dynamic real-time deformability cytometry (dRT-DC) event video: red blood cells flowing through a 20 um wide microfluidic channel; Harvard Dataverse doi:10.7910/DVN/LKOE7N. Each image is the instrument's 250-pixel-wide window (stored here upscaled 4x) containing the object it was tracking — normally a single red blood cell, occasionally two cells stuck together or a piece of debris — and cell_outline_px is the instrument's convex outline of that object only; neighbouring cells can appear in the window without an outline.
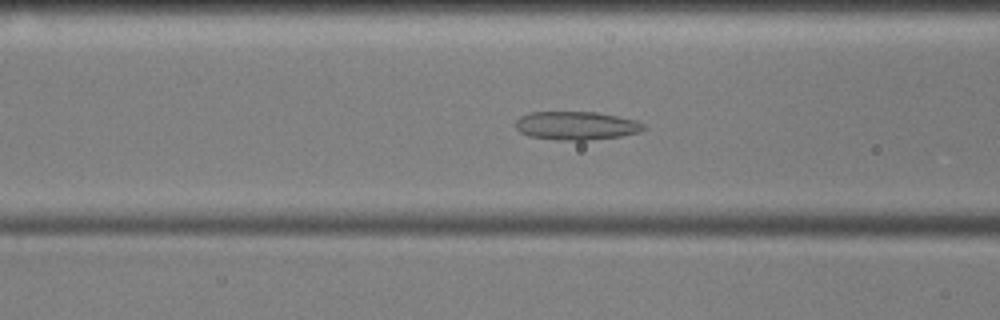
{"species": "common noctule bat (a hibernating species)", "species_latin": "Nyctalus noctula", "temperature_condition": "cold", "stored_images_in_passage": 54, "camera_frame_rate_fps": 3000, "um_per_image_px": 0.085, "animal": {"sex": "male", "body_mass_g": 17.9, "forearm_length_mm": 54.2}, "frame": {"image": 1, "passage_image": 20, "time_ms": 6.333, "image_size_px": [1000, 320], "cell_outline_px": [[644, 128], [640, 132], [620, 136], [588, 140], [556, 140], [528, 136], [520, 132], [516, 128], [516, 120], [520, 116], [528, 112], [596, 112], [636, 120], [644, 124]], "centroid_in_image_um": [48.95, 10.68], "position_along_channel_um": 117.7, "area_um2": 21.21}}
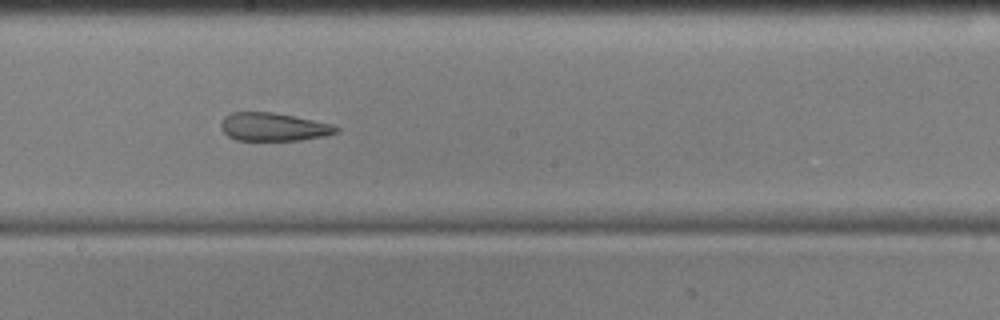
{"frame": {"image": 2, "passage_image": 29, "time_ms": 9.333, "image_size_px": [1000, 320], "cell_outline_px": [[340, 128], [336, 132], [324, 136], [300, 140], [236, 140], [228, 136], [220, 128], [220, 124], [224, 116], [232, 112], [272, 112], [296, 116], [336, 124]], "centroid_in_image_um": [23.26, 10.78], "position_along_channel_um": 224.9, "area_um2": 19.13}}
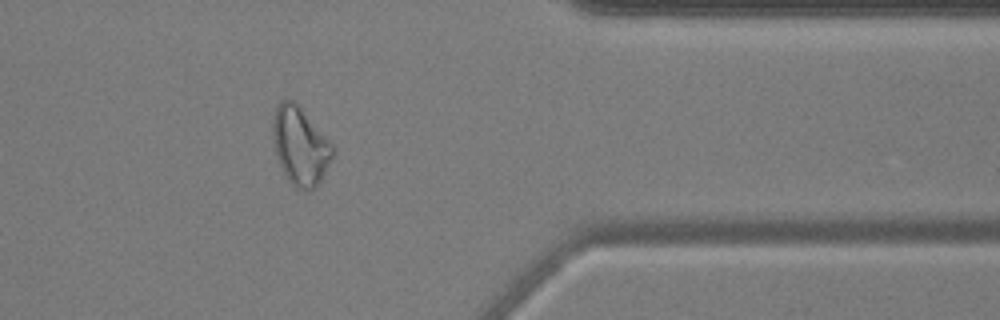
{"frame": {"image": 3, "passage_image": 44, "time_ms": 14.333, "image_size_px": [1000, 320], "cell_outline_px": [[332, 156], [320, 180], [312, 188], [296, 188], [288, 180], [276, 156], [272, 136], [272, 120], [276, 104], [280, 100], [292, 100], [300, 108], [332, 144]], "centroid_in_image_um": [25.45, 12.36], "position_along_channel_um": 385.9, "area_um2": 26.36}, "authors_computed_cell_mechanics": {"area_um2": 24.1026, "velocity_mm_per_s": 3.576, "shape_relaxation_time_tau1_ms": null, "shape_relaxation_time_tau2_ms": 4.8685, "deformation_change_tau1": null, "deformation_change_tau2": 0.145}}